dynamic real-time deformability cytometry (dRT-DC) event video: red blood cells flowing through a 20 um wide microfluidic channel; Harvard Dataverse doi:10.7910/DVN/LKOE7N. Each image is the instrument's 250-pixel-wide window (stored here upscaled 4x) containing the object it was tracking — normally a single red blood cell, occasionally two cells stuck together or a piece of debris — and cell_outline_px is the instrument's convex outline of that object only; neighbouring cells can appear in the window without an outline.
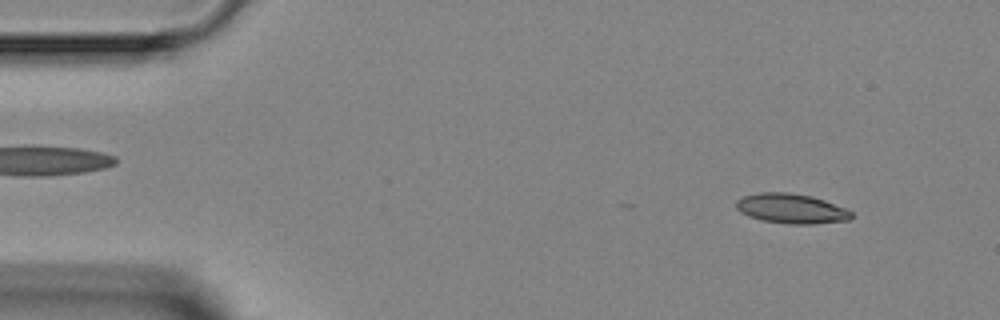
{"species": "Egyptian fruit bat (a non-hibernating species)", "species_latin": "Rousettus aegyptiacus", "temperature_condition": "room temperature", "stored_images_in_passage": 4, "camera_frame_rate_fps": 3000, "um_per_image_px": 0.085, "animal": {"sex": "female"}, "frame": {"image": 1, "passage_image": 1, "time_ms": 0.0, "image_size_px": [1000, 320], "cell_outline_px": [[852, 216], [848, 220], [812, 224], [788, 224], [760, 220], [748, 216], [740, 212], [736, 208], [736, 200], [744, 196], [760, 192], [788, 192], [812, 196], [824, 200], [844, 208], [852, 212]], "centroid_in_image_um": [67.22, 17.73], "position_along_channel_um": 17.8, "area_um2": 20.0}}
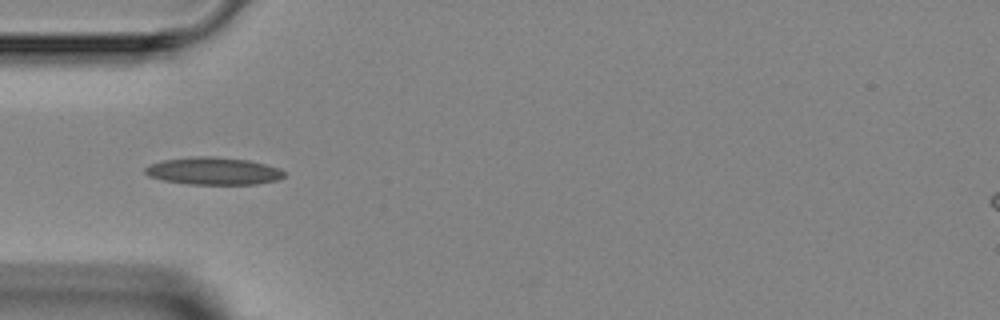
{"frame": {"image": 2, "passage_image": 4, "time_ms": 3.333, "image_size_px": [1000, 320], "cell_outline_px": [[284, 176], [276, 180], [256, 184], [188, 184], [164, 180], [148, 176], [144, 172], [144, 168], [152, 164], [164, 160], [196, 156], [212, 156], [248, 160], [280, 168], [284, 172]], "centroid_in_image_um": [18.13, 14.53], "position_along_channel_um": 66.9, "area_um2": 22.02}}